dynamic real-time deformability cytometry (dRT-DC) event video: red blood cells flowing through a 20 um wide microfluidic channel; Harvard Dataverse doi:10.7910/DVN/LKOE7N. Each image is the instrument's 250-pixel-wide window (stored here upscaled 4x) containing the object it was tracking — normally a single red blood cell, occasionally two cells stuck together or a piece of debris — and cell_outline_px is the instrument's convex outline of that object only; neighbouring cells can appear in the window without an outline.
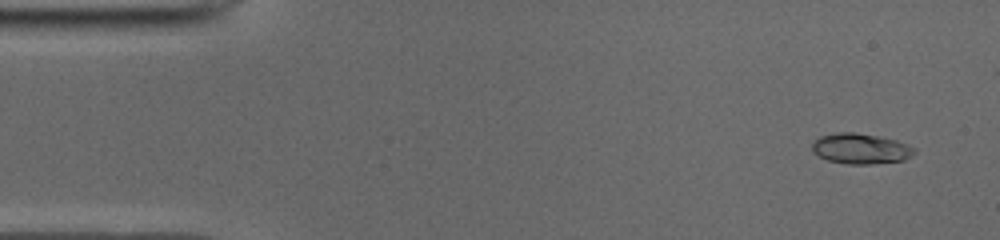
{"species": "common noctule bat (a hibernating species)", "species_latin": "Nyctalus noctula", "temperature_condition": "cold", "stored_images_in_passage": 43, "camera_frame_rate_fps": 3000, "um_per_image_px": 0.085, "animal": {"sex": "male", "body_mass_g": 19.0, "forearm_length_mm": 50.8}, "frame": {"image": 1, "passage_image": 1, "time_ms": 0.0, "image_size_px": [1000, 240], "cell_outline_px": [[916, 152], [912, 156], [904, 160], [872, 164], [848, 164], [828, 160], [812, 152], [812, 144], [820, 136], [840, 132], [856, 132], [880, 136], [896, 140], [916, 148]], "centroid_in_image_um": [73.19, 12.63], "position_along_channel_um": 11.8, "area_um2": 18.21}}
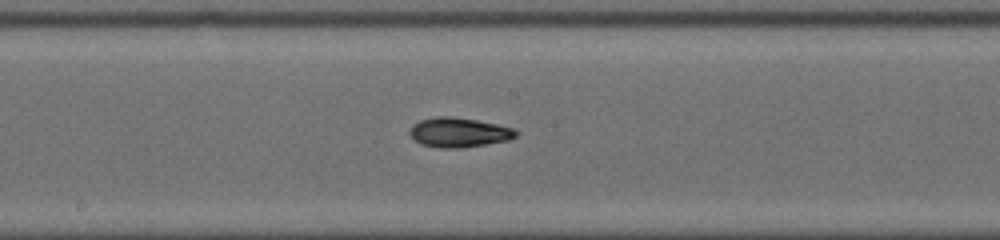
{"frame": {"image": 2, "passage_image": 24, "time_ms": 7.667, "image_size_px": [1000, 240], "cell_outline_px": [[520, 132], [516, 136], [508, 140], [484, 144], [456, 148], [440, 148], [420, 144], [408, 132], [412, 124], [420, 120], [436, 116], [452, 116], [476, 120], [496, 124], [512, 128]], "centroid_in_image_um": [38.98, 11.24], "position_along_channel_um": 209.2, "area_um2": 18.21}}
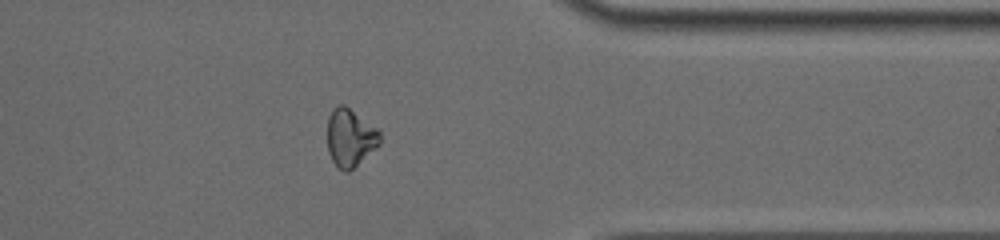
{"frame": {"image": 3, "passage_image": 38, "time_ms": 12.333, "image_size_px": [1000, 240], "cell_outline_px": [[380, 144], [348, 172], [344, 172], [332, 160], [328, 152], [328, 116], [332, 108], [340, 104], [344, 104], [376, 128], [380, 132]], "centroid_in_image_um": [29.75, 11.69], "position_along_channel_um": 381.7, "area_um2": 17.46}, "authors_computed_cell_mechanics": {"area_um2": 17.629, "velocity_mm_per_s": 3.9683, "shape_relaxation_time_tau1_ms": 6.0983, "shape_relaxation_time_tau2_ms": 6.2398, "deformation_change_tau1": 0.1934, "deformation_change_tau2": 0.1253}}